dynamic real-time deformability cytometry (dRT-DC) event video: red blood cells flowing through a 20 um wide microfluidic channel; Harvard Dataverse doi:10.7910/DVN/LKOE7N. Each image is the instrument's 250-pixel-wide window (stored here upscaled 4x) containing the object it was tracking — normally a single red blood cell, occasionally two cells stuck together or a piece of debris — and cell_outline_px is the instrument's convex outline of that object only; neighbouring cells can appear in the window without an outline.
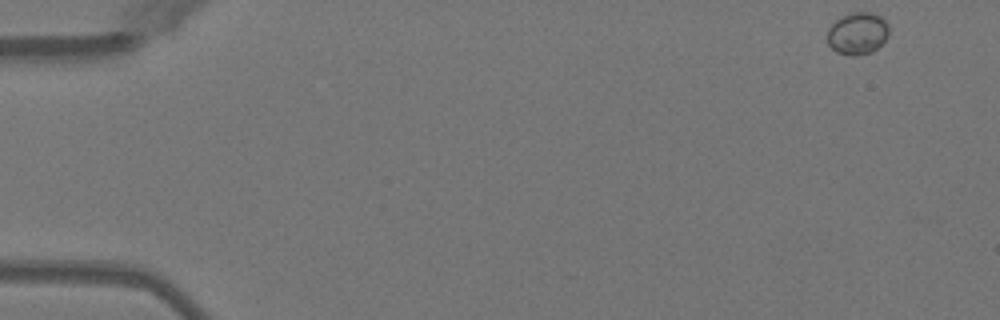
{"species": "Egyptian fruit bat (a non-hibernating species)", "species_latin": "Rousettus aegyptiacus", "temperature_condition": "warm", "stored_images_in_passage": 49, "camera_frame_rate_fps": 3000, "um_per_image_px": 0.085, "animal": {"sex": "female"}, "frame": {"image": 1, "passage_image": 1, "time_ms": 0.0, "image_size_px": [1000, 320], "cell_outline_px": [[888, 36], [872, 52], [852, 56], [836, 52], [828, 44], [828, 28], [836, 20], [852, 12], [868, 12], [880, 16], [888, 24]], "centroid_in_image_um": [72.88, 2.84], "position_along_channel_um": 12.1, "area_um2": 14.91}}
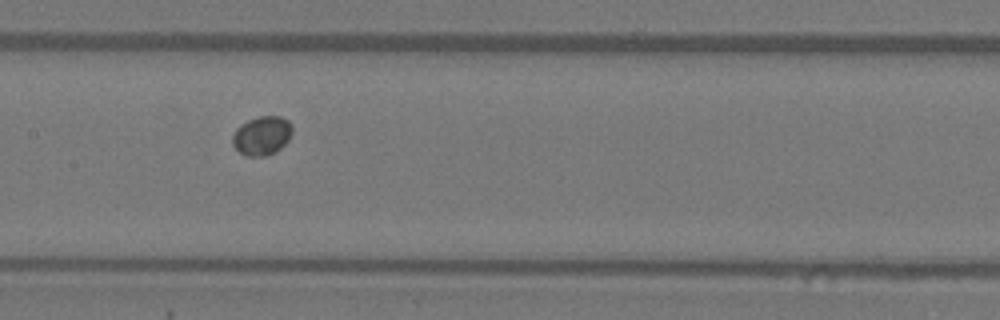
{"frame": {"image": 2, "passage_image": 24, "time_ms": 7.667, "image_size_px": [1000, 320], "cell_outline_px": [[292, 132], [288, 140], [280, 148], [264, 156], [248, 156], [240, 152], [232, 144], [232, 136], [236, 128], [240, 124], [248, 120], [260, 116], [280, 116], [288, 120], [292, 124]], "centroid_in_image_um": [22.25, 11.51], "position_along_channel_um": 185.1, "area_um2": 13.47}}
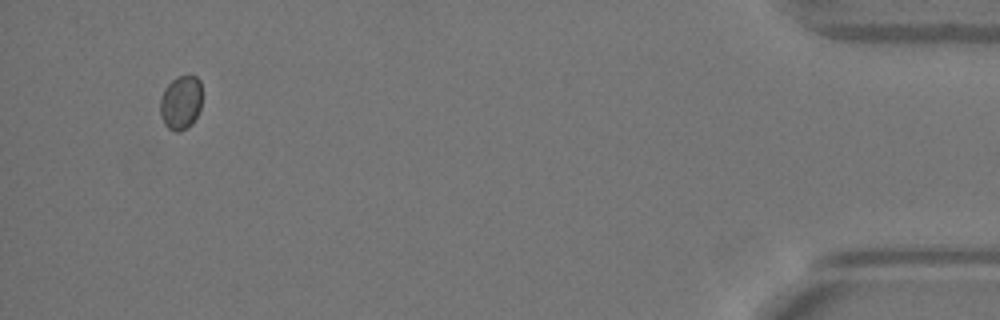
{"frame": {"image": 3, "passage_image": 47, "time_ms": 15.333, "image_size_px": [1000, 320], "cell_outline_px": [[200, 108], [192, 124], [188, 128], [180, 132], [176, 132], [168, 128], [164, 124], [160, 116], [160, 100], [164, 88], [176, 76], [196, 76], [200, 80]], "centroid_in_image_um": [15.34, 8.73], "position_along_channel_um": 419.9, "area_um2": 13.24}}